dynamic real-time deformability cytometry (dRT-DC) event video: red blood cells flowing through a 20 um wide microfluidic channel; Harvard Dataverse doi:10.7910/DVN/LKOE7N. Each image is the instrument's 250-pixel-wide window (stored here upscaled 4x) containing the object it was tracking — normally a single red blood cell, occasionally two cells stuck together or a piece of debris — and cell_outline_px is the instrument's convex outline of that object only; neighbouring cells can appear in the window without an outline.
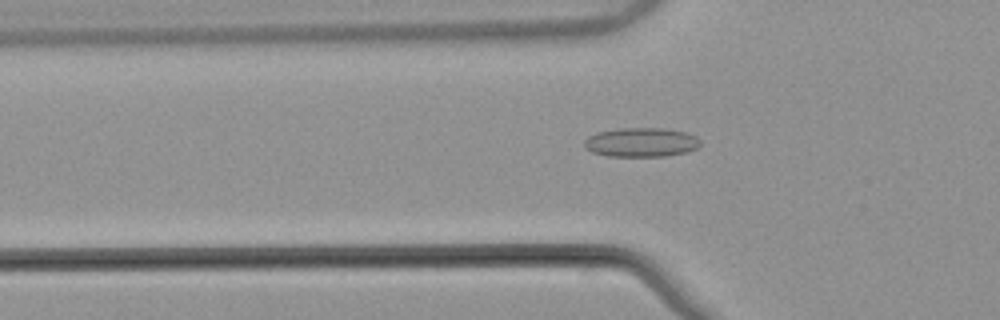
{"species": "common noctule bat (a hibernating species)", "species_latin": "Nyctalus noctula", "temperature_condition": "warm", "stored_images_in_passage": 30, "camera_frame_rate_fps": 3000, "um_per_image_px": 0.085, "animal": {"sex": "male", "body_mass_g": 21.5, "forearm_length_mm": 52.0}, "frame": {"image": 1, "passage_image": 2, "time_ms": 0.333, "image_size_px": [1000, 320], "cell_outline_px": [[700, 144], [696, 148], [684, 152], [664, 156], [608, 156], [592, 152], [584, 148], [584, 140], [588, 136], [596, 132], [620, 128], [664, 128], [684, 132], [696, 136], [700, 140]], "centroid_in_image_um": [54.45, 12.09], "position_along_channel_um": 71.3, "area_um2": 19.71}}
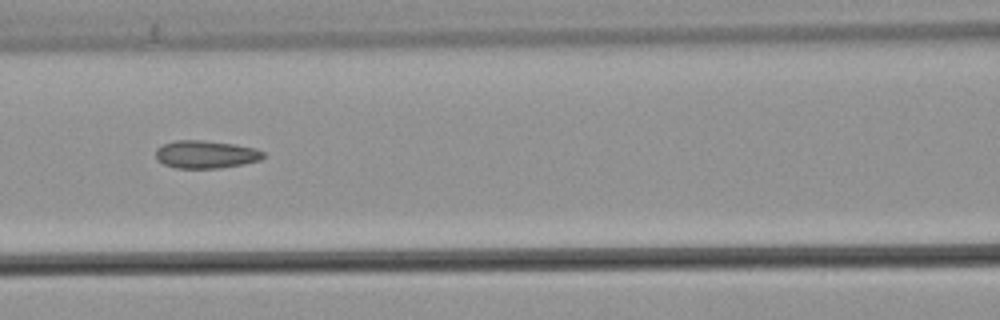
{"frame": {"image": 2, "passage_image": 8, "time_ms": 2.333, "image_size_px": [1000, 320], "cell_outline_px": [[264, 156], [260, 160], [244, 164], [220, 168], [176, 168], [164, 164], [156, 160], [156, 148], [164, 144], [176, 140], [200, 140], [236, 144], [256, 148], [264, 152]], "centroid_in_image_um": [17.5, 13.12], "position_along_channel_um": 149.1, "area_um2": 17.51}}
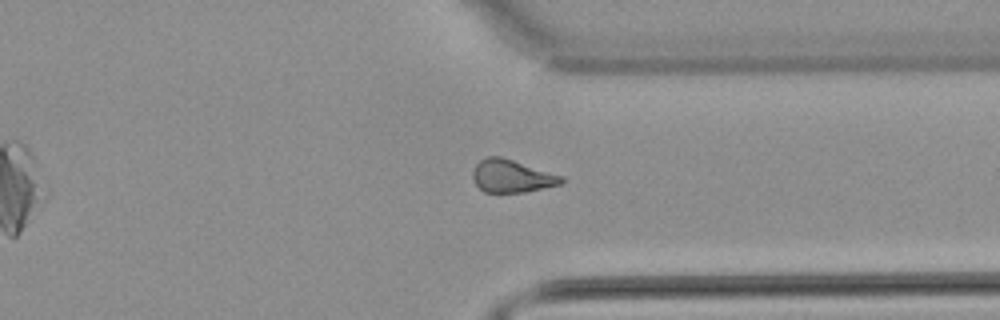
{"frame": {"image": 3, "passage_image": 25, "time_ms": 8.0, "image_size_px": [1000, 320], "cell_outline_px": [[564, 180], [560, 184], [544, 188], [524, 192], [484, 192], [476, 184], [472, 176], [472, 172], [476, 164], [480, 160], [488, 156], [500, 156], [564, 176]], "centroid_in_image_um": [43.5, 14.96], "position_along_channel_um": 367.9, "area_um2": 16.82}, "authors_computed_cell_mechanics": {"area_um2": 17.0799, "velocity_mm_per_s": 3.8696, "shape_relaxation_time_tau1_ms": null, "shape_relaxation_time_tau2_ms": 3.3666, "deformation_change_tau1": null, "deformation_change_tau2": 0.1136}}